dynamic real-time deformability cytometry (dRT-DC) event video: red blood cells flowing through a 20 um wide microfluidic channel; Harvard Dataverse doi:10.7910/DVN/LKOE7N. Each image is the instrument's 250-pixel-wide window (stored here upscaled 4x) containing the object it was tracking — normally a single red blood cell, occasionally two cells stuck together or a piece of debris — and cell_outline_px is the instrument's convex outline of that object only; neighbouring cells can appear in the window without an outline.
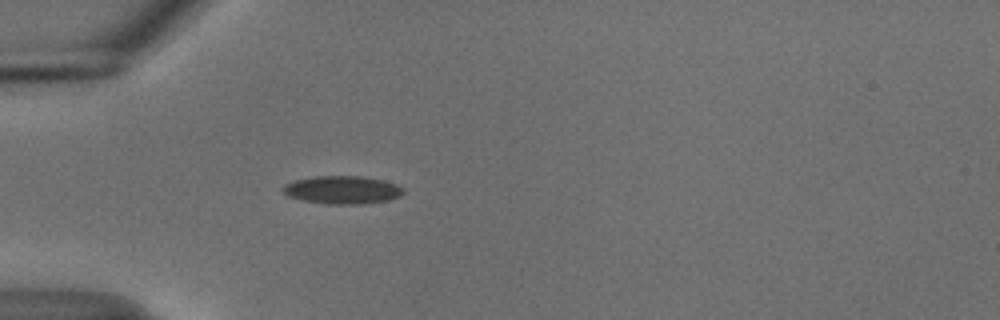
{"species": "common noctule bat (a hibernating species)", "species_latin": "Nyctalus noctula", "temperature_condition": "cold", "stored_images_in_passage": 39, "camera_frame_rate_fps": 3000, "um_per_image_px": 0.085, "animal": {"sex": "male", "body_mass_g": 18.8}, "frame": {"image": 1, "passage_image": 1, "time_ms": 0.0, "image_size_px": [1000, 320], "cell_outline_px": [[404, 192], [400, 196], [388, 200], [364, 204], [328, 204], [304, 200], [288, 196], [280, 188], [284, 184], [292, 180], [316, 176], [364, 176], [384, 180], [396, 184], [404, 188]], "centroid_in_image_um": [29.1, 16.13], "position_along_channel_um": 55.9, "area_um2": 19.83}}
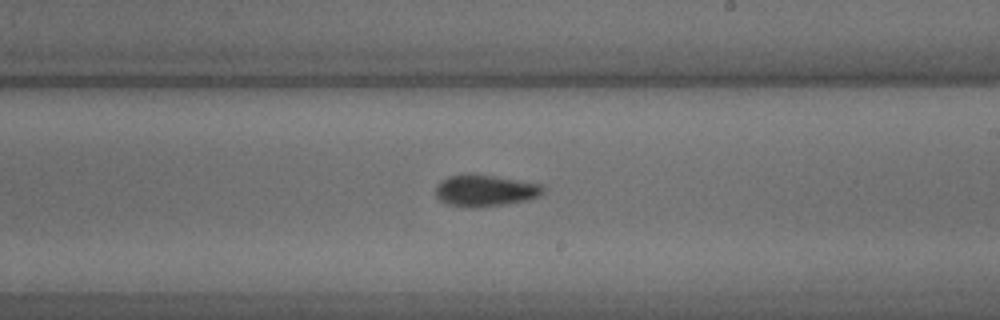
{"frame": {"image": 2, "passage_image": 17, "time_ms": 5.333, "image_size_px": [1000, 320], "cell_outline_px": [[544, 192], [540, 196], [528, 200], [504, 204], [476, 208], [448, 204], [440, 200], [436, 196], [436, 184], [440, 180], [448, 176], [472, 172], [476, 172], [540, 184], [544, 188]], "centroid_in_image_um": [41.22, 16.17], "position_along_channel_um": 247.8, "area_um2": 20.17}}
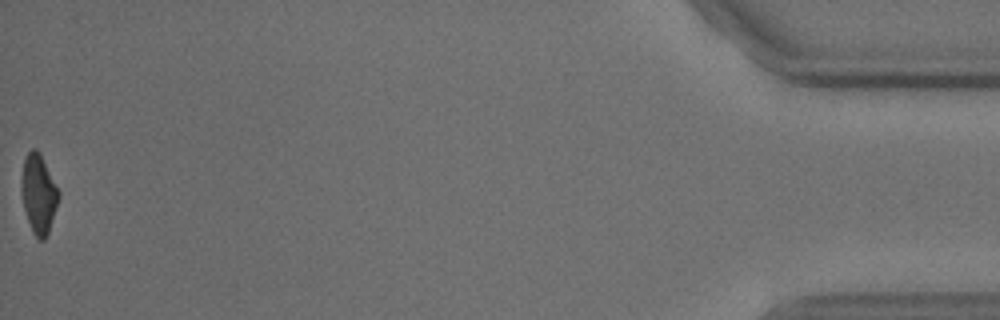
{"frame": {"image": 3, "passage_image": 39, "time_ms": 12.667, "image_size_px": [1000, 320], "cell_outline_px": [[60, 196], [48, 232], [44, 240], [40, 240], [32, 232], [24, 208], [20, 188], [20, 180], [24, 160], [28, 152], [32, 148], [36, 148], [40, 152], [60, 192]], "centroid_in_image_um": [3.27, 16.44], "position_along_channel_um": 431.9, "area_um2": 17.17}, "authors_computed_cell_mechanics": {"area_um2": 18.496, "velocity_mm_per_s": 3.7484, "shape_relaxation_time_tau1_ms": 2.1025, "shape_relaxation_time_tau2_ms": 3.6466, "deformation_change_tau1": 0.102, "deformation_change_tau2": 0.0984}}